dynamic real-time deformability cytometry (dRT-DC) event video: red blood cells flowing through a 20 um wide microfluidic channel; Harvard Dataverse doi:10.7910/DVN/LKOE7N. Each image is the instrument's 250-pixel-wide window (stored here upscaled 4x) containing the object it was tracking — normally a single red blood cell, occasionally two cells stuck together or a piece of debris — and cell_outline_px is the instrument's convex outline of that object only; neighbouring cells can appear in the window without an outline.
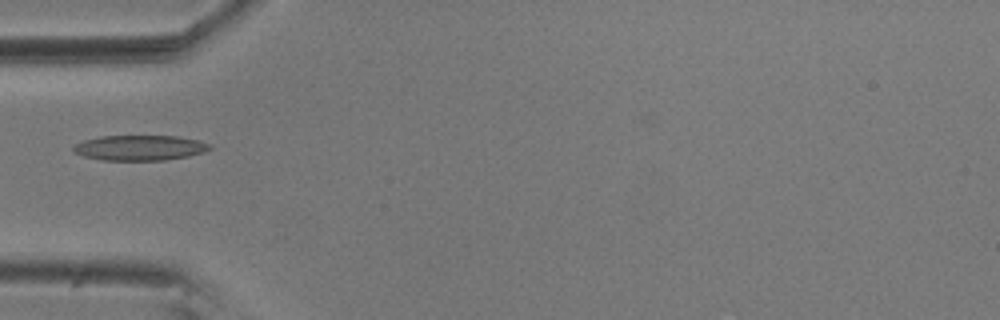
{"species": "common noctule bat (a hibernating species)", "species_latin": "Nyctalus noctula", "temperature_condition": "room temperature", "stored_images_in_passage": 39, "camera_frame_rate_fps": 3000, "um_per_image_px": 0.085, "animal": {"sex": "male", "body_mass_g": 20.5, "forearm_length_mm": 52.5}, "frame": {"image": 1, "passage_image": 1, "time_ms": 0.0, "image_size_px": [1000, 320], "cell_outline_px": [[212, 148], [204, 152], [188, 156], [164, 160], [100, 160], [84, 156], [76, 152], [72, 148], [76, 144], [84, 140], [100, 136], [176, 136], [200, 140], [212, 144]], "centroid_in_image_um": [11.93, 12.56], "position_along_channel_um": 73.1, "area_um2": 20.06}}
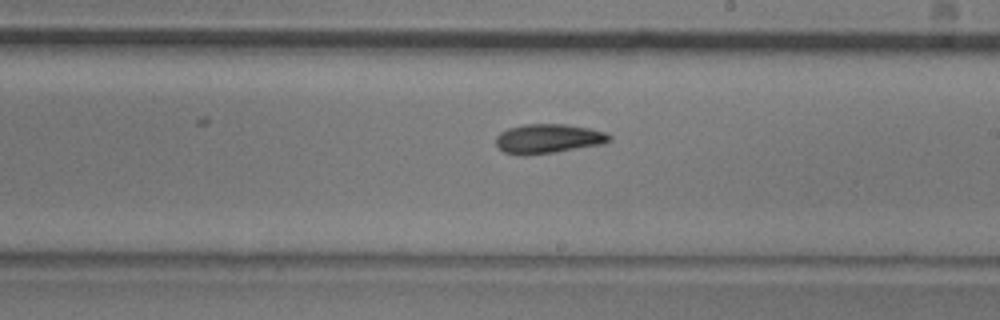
{"frame": {"image": 2, "passage_image": 15, "time_ms": 4.667, "image_size_px": [1000, 320], "cell_outline_px": [[612, 140], [600, 144], [552, 152], [524, 156], [520, 156], [504, 152], [496, 144], [496, 136], [500, 132], [508, 128], [524, 124], [564, 124], [588, 128], [604, 132], [612, 136]], "centroid_in_image_um": [46.55, 11.78], "position_along_channel_um": 242.5, "area_um2": 19.25}}
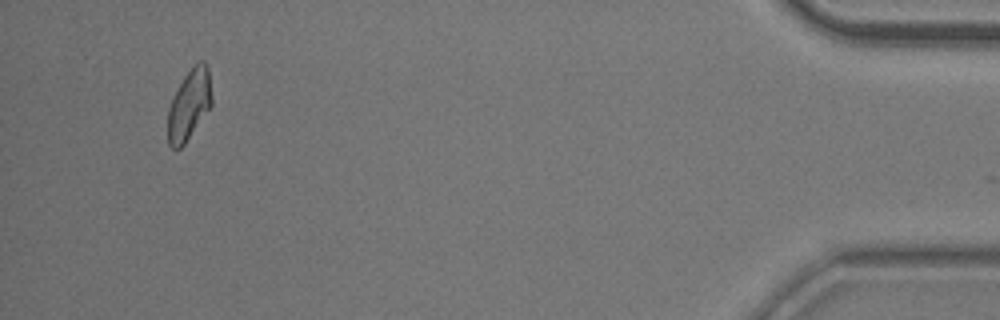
{"frame": {"image": 3, "passage_image": 36, "time_ms": 11.667, "image_size_px": [1000, 320], "cell_outline_px": [[212, 104], [184, 144], [180, 148], [172, 148], [168, 144], [168, 108], [184, 76], [200, 60], [204, 60], [208, 64], [212, 96]], "centroid_in_image_um": [16.09, 8.88], "position_along_channel_um": 419.1, "area_um2": 17.74}}